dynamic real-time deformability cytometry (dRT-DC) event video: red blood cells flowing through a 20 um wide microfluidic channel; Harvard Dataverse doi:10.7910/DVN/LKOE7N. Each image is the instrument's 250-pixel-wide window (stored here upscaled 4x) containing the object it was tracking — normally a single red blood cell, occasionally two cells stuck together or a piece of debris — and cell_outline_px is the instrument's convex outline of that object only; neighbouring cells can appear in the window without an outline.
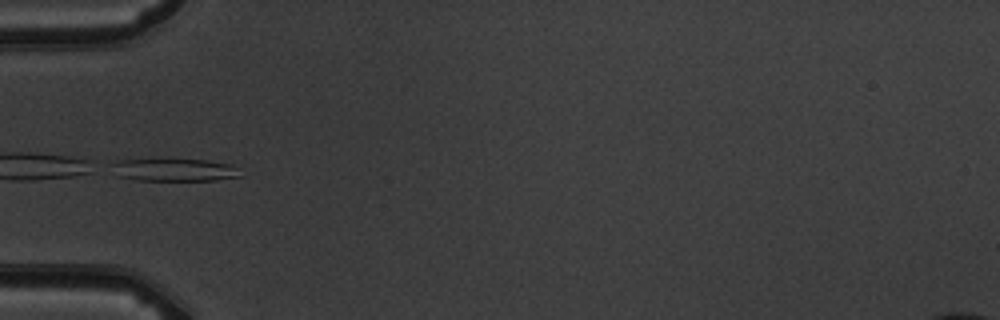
{"species": "common noctule bat (a hibernating species)", "species_latin": "Nyctalus noctula", "temperature_condition": "warm", "stored_images_in_passage": 6, "camera_frame_rate_fps": 3000, "um_per_image_px": 0.085, "animal": {"sex": "male", "body_mass_g": 19.5, "forearm_length_mm": 54.6}, "frame": {"image": 1, "passage_image": 5, "time_ms": 4.667, "image_size_px": [1000, 320], "cell_outline_px": [[244, 176], [216, 180], [136, 180], [116, 176], [108, 164], [120, 160], [160, 156], [208, 160], [232, 164]], "centroid_in_image_um": [14.74, 14.38], "position_along_channel_um": 70.3, "area_um2": 18.26}}